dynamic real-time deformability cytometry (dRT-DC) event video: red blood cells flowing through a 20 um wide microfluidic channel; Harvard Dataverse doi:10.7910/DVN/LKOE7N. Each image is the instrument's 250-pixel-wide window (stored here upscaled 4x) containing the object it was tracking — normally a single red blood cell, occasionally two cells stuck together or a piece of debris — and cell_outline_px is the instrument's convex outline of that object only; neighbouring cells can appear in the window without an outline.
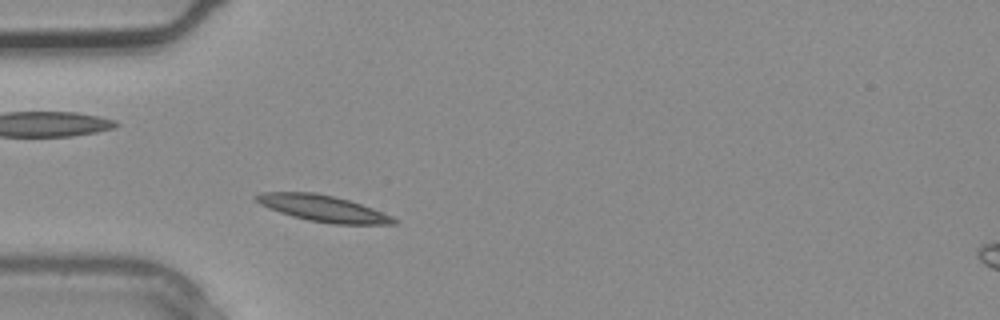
{"species": "common noctule bat (a hibernating species)", "species_latin": "Nyctalus noctula", "temperature_condition": "warm", "stored_images_in_passage": 3, "camera_frame_rate_fps": 3000, "um_per_image_px": 0.085, "animal": {"sex": "male", "body_mass_g": 20.4}, "frame": {"image": 1, "passage_image": 2, "time_ms": 0.333, "image_size_px": [1000, 320], "cell_outline_px": [[400, 220], [396, 224], [332, 224], [308, 220], [292, 216], [268, 208], [260, 204], [252, 196], [260, 192], [316, 192], [348, 200], [372, 208], [392, 216]], "centroid_in_image_um": [27.44, 17.71], "position_along_channel_um": 57.6, "area_um2": 21.1}}